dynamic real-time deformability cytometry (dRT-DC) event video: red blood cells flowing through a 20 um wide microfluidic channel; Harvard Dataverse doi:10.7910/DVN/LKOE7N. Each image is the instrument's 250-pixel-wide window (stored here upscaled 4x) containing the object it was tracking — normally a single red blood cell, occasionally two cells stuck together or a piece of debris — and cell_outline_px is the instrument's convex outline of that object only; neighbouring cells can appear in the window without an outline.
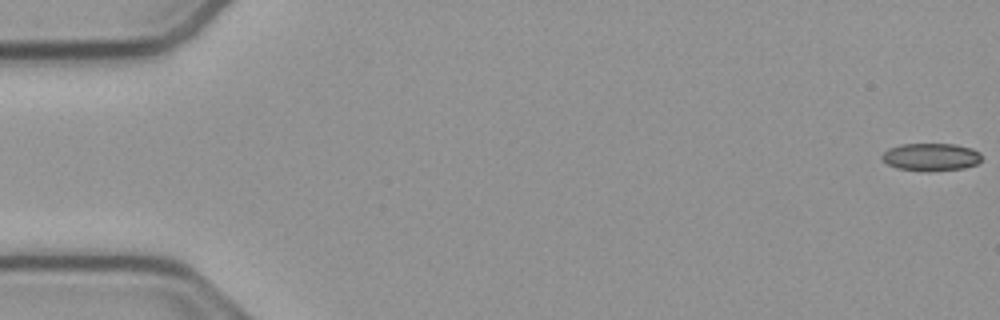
{"species": "common noctule bat (a hibernating species)", "species_latin": "Nyctalus noctula", "temperature_condition": "cold", "stored_images_in_passage": 15, "camera_frame_rate_fps": 3000, "um_per_image_px": 0.085, "animal": {"sex": "male", "body_mass_g": 23.1, "forearm_length_mm": 52.7}, "frame": {"image": 1, "passage_image": 1, "time_ms": 0.0, "image_size_px": [1000, 320], "cell_outline_px": [[980, 160], [976, 164], [964, 168], [928, 172], [924, 172], [896, 168], [888, 164], [880, 156], [888, 148], [900, 144], [956, 144], [972, 148], [980, 152]], "centroid_in_image_um": [79.12, 13.35], "position_along_channel_um": 5.9, "area_um2": 16.24}}
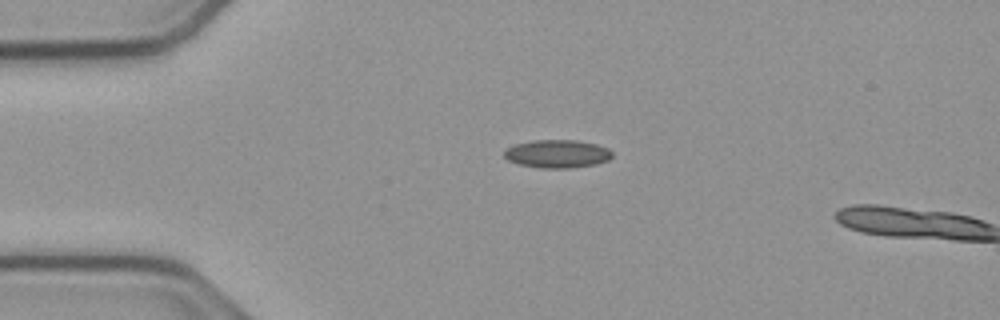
{"frame": {"image": 2, "passage_image": 13, "time_ms": 4.0, "image_size_px": [1000, 320], "cell_outline_px": [[612, 156], [608, 160], [596, 164], [568, 168], [540, 168], [520, 164], [508, 160], [504, 156], [504, 152], [508, 148], [516, 144], [532, 140], [576, 140], [596, 144], [608, 148], [612, 152]], "centroid_in_image_um": [47.38, 13.07], "position_along_channel_um": 37.6, "area_um2": 17.57}}